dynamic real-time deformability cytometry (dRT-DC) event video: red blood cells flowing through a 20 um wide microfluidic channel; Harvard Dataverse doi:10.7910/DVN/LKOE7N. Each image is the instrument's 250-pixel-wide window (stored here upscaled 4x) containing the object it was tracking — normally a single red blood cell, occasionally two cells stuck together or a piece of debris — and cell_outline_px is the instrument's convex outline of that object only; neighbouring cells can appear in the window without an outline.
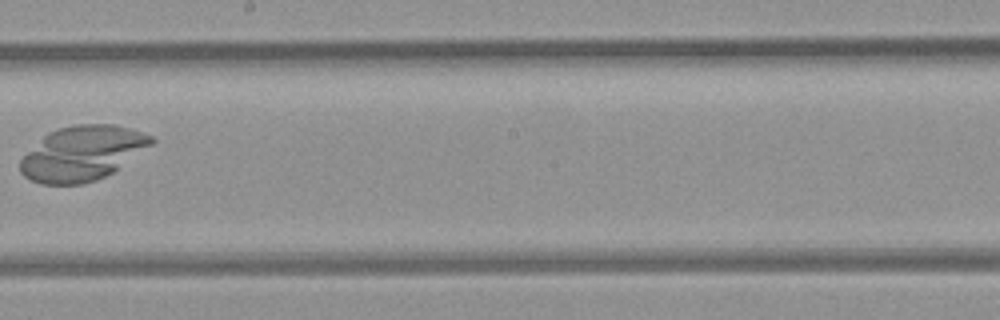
{"species": "common noctule bat (a hibernating species)", "species_latin": "Nyctalus noctula", "temperature_condition": "room temperature", "stored_images_in_passage": 9, "camera_frame_rate_fps": 3000, "um_per_image_px": 0.085, "animal": {"sex": "female", "body_mass_g": 21.9}, "frame": {"image": 1, "passage_image": 8, "time_ms": 9.0, "image_size_px": [1000, 320], "cell_outline_px": [[156, 140], [152, 144], [112, 172], [96, 180], [80, 184], [40, 184], [24, 176], [20, 172], [20, 160], [48, 132], [60, 128], [76, 124], [116, 124], [152, 136]], "centroid_in_image_um": [6.99, 13.03], "position_along_channel_um": 241.2, "area_um2": 41.15}}
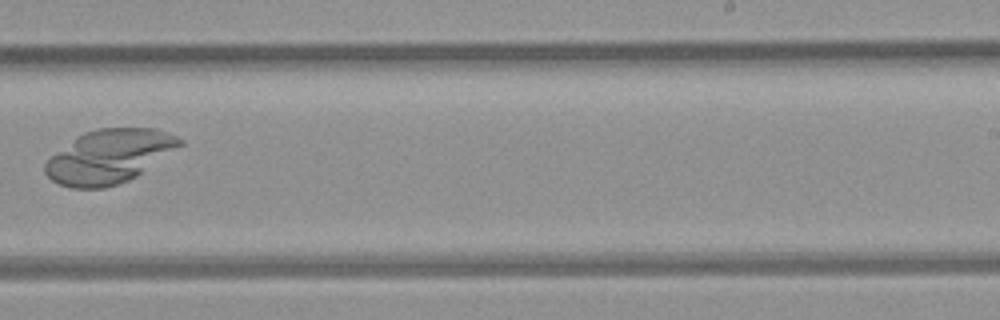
{"frame": {"image": 2, "passage_image": 9, "time_ms": 10.0, "image_size_px": [1000, 320], "cell_outline_px": [[184, 144], [136, 176], [128, 180], [104, 188], [72, 188], [60, 184], [52, 180], [44, 172], [44, 164], [52, 156], [76, 136], [84, 132], [96, 128], [156, 128], [168, 132], [184, 140]], "centroid_in_image_um": [9.29, 13.28], "position_along_channel_um": 279.7, "area_um2": 41.91}}